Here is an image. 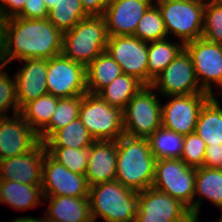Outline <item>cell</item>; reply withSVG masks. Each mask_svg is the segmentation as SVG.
Returning a JSON list of instances; mask_svg holds the SVG:
<instances>
[{
    "instance_id": "1",
    "label": "cell",
    "mask_w": 222,
    "mask_h": 222,
    "mask_svg": "<svg viewBox=\"0 0 222 222\" xmlns=\"http://www.w3.org/2000/svg\"><path fill=\"white\" fill-rule=\"evenodd\" d=\"M63 33L47 18H10L0 22V63L61 55Z\"/></svg>"
},
{
    "instance_id": "2",
    "label": "cell",
    "mask_w": 222,
    "mask_h": 222,
    "mask_svg": "<svg viewBox=\"0 0 222 222\" xmlns=\"http://www.w3.org/2000/svg\"><path fill=\"white\" fill-rule=\"evenodd\" d=\"M156 161L147 138L123 134L117 140L116 180L123 186L136 192L150 188Z\"/></svg>"
},
{
    "instance_id": "3",
    "label": "cell",
    "mask_w": 222,
    "mask_h": 222,
    "mask_svg": "<svg viewBox=\"0 0 222 222\" xmlns=\"http://www.w3.org/2000/svg\"><path fill=\"white\" fill-rule=\"evenodd\" d=\"M89 200L93 222L99 216L105 222H135L138 192L117 180L90 186Z\"/></svg>"
},
{
    "instance_id": "4",
    "label": "cell",
    "mask_w": 222,
    "mask_h": 222,
    "mask_svg": "<svg viewBox=\"0 0 222 222\" xmlns=\"http://www.w3.org/2000/svg\"><path fill=\"white\" fill-rule=\"evenodd\" d=\"M108 37L105 18L88 16L63 33L61 54L87 67L106 51Z\"/></svg>"
},
{
    "instance_id": "5",
    "label": "cell",
    "mask_w": 222,
    "mask_h": 222,
    "mask_svg": "<svg viewBox=\"0 0 222 222\" xmlns=\"http://www.w3.org/2000/svg\"><path fill=\"white\" fill-rule=\"evenodd\" d=\"M157 1V2H156ZM167 34L180 38L185 45L202 38L205 10L203 0H156Z\"/></svg>"
},
{
    "instance_id": "6",
    "label": "cell",
    "mask_w": 222,
    "mask_h": 222,
    "mask_svg": "<svg viewBox=\"0 0 222 222\" xmlns=\"http://www.w3.org/2000/svg\"><path fill=\"white\" fill-rule=\"evenodd\" d=\"M79 118L95 141H117L124 134L123 110L97 94L82 96Z\"/></svg>"
},
{
    "instance_id": "7",
    "label": "cell",
    "mask_w": 222,
    "mask_h": 222,
    "mask_svg": "<svg viewBox=\"0 0 222 222\" xmlns=\"http://www.w3.org/2000/svg\"><path fill=\"white\" fill-rule=\"evenodd\" d=\"M151 85L143 86L123 109L124 134L149 138L162 127V105Z\"/></svg>"
},
{
    "instance_id": "8",
    "label": "cell",
    "mask_w": 222,
    "mask_h": 222,
    "mask_svg": "<svg viewBox=\"0 0 222 222\" xmlns=\"http://www.w3.org/2000/svg\"><path fill=\"white\" fill-rule=\"evenodd\" d=\"M195 181L196 168L181 159H160L156 161L151 187L181 201L193 213Z\"/></svg>"
},
{
    "instance_id": "9",
    "label": "cell",
    "mask_w": 222,
    "mask_h": 222,
    "mask_svg": "<svg viewBox=\"0 0 222 222\" xmlns=\"http://www.w3.org/2000/svg\"><path fill=\"white\" fill-rule=\"evenodd\" d=\"M106 52L122 72L148 85V42L134 35L109 36Z\"/></svg>"
},
{
    "instance_id": "10",
    "label": "cell",
    "mask_w": 222,
    "mask_h": 222,
    "mask_svg": "<svg viewBox=\"0 0 222 222\" xmlns=\"http://www.w3.org/2000/svg\"><path fill=\"white\" fill-rule=\"evenodd\" d=\"M151 86L165 97L207 93L195 74L193 61L184 48L179 55L152 81Z\"/></svg>"
},
{
    "instance_id": "11",
    "label": "cell",
    "mask_w": 222,
    "mask_h": 222,
    "mask_svg": "<svg viewBox=\"0 0 222 222\" xmlns=\"http://www.w3.org/2000/svg\"><path fill=\"white\" fill-rule=\"evenodd\" d=\"M47 91L58 98L83 96L87 93L86 67L62 54L47 64Z\"/></svg>"
},
{
    "instance_id": "12",
    "label": "cell",
    "mask_w": 222,
    "mask_h": 222,
    "mask_svg": "<svg viewBox=\"0 0 222 222\" xmlns=\"http://www.w3.org/2000/svg\"><path fill=\"white\" fill-rule=\"evenodd\" d=\"M185 49L192 58L200 87L214 96L211 84L222 88V44L199 38L185 44Z\"/></svg>"
},
{
    "instance_id": "13",
    "label": "cell",
    "mask_w": 222,
    "mask_h": 222,
    "mask_svg": "<svg viewBox=\"0 0 222 222\" xmlns=\"http://www.w3.org/2000/svg\"><path fill=\"white\" fill-rule=\"evenodd\" d=\"M168 97H171V100L162 105V127L182 136L193 133L199 112L211 95L197 93Z\"/></svg>"
},
{
    "instance_id": "14",
    "label": "cell",
    "mask_w": 222,
    "mask_h": 222,
    "mask_svg": "<svg viewBox=\"0 0 222 222\" xmlns=\"http://www.w3.org/2000/svg\"><path fill=\"white\" fill-rule=\"evenodd\" d=\"M190 213L181 201L153 187L138 192L135 222H178Z\"/></svg>"
},
{
    "instance_id": "15",
    "label": "cell",
    "mask_w": 222,
    "mask_h": 222,
    "mask_svg": "<svg viewBox=\"0 0 222 222\" xmlns=\"http://www.w3.org/2000/svg\"><path fill=\"white\" fill-rule=\"evenodd\" d=\"M43 195L89 197L90 186L85 175L70 171L47 152L42 173Z\"/></svg>"
},
{
    "instance_id": "16",
    "label": "cell",
    "mask_w": 222,
    "mask_h": 222,
    "mask_svg": "<svg viewBox=\"0 0 222 222\" xmlns=\"http://www.w3.org/2000/svg\"><path fill=\"white\" fill-rule=\"evenodd\" d=\"M45 143L39 142L27 153L0 160V180L27 185H42Z\"/></svg>"
},
{
    "instance_id": "17",
    "label": "cell",
    "mask_w": 222,
    "mask_h": 222,
    "mask_svg": "<svg viewBox=\"0 0 222 222\" xmlns=\"http://www.w3.org/2000/svg\"><path fill=\"white\" fill-rule=\"evenodd\" d=\"M153 0H110L103 17L108 36L134 35L140 18Z\"/></svg>"
},
{
    "instance_id": "18",
    "label": "cell",
    "mask_w": 222,
    "mask_h": 222,
    "mask_svg": "<svg viewBox=\"0 0 222 222\" xmlns=\"http://www.w3.org/2000/svg\"><path fill=\"white\" fill-rule=\"evenodd\" d=\"M24 66L15 73L17 100L20 110L29 102L48 93L47 59H23Z\"/></svg>"
},
{
    "instance_id": "19",
    "label": "cell",
    "mask_w": 222,
    "mask_h": 222,
    "mask_svg": "<svg viewBox=\"0 0 222 222\" xmlns=\"http://www.w3.org/2000/svg\"><path fill=\"white\" fill-rule=\"evenodd\" d=\"M117 141H94L86 169L89 186L116 180Z\"/></svg>"
},
{
    "instance_id": "20",
    "label": "cell",
    "mask_w": 222,
    "mask_h": 222,
    "mask_svg": "<svg viewBox=\"0 0 222 222\" xmlns=\"http://www.w3.org/2000/svg\"><path fill=\"white\" fill-rule=\"evenodd\" d=\"M49 200L47 219L56 222H93L89 197L43 195Z\"/></svg>"
},
{
    "instance_id": "21",
    "label": "cell",
    "mask_w": 222,
    "mask_h": 222,
    "mask_svg": "<svg viewBox=\"0 0 222 222\" xmlns=\"http://www.w3.org/2000/svg\"><path fill=\"white\" fill-rule=\"evenodd\" d=\"M42 185H27L12 180H0V203L14 209L26 210L36 207L44 200Z\"/></svg>"
},
{
    "instance_id": "22",
    "label": "cell",
    "mask_w": 222,
    "mask_h": 222,
    "mask_svg": "<svg viewBox=\"0 0 222 222\" xmlns=\"http://www.w3.org/2000/svg\"><path fill=\"white\" fill-rule=\"evenodd\" d=\"M194 132L206 146L222 144V107L215 95L202 106Z\"/></svg>"
},
{
    "instance_id": "23",
    "label": "cell",
    "mask_w": 222,
    "mask_h": 222,
    "mask_svg": "<svg viewBox=\"0 0 222 222\" xmlns=\"http://www.w3.org/2000/svg\"><path fill=\"white\" fill-rule=\"evenodd\" d=\"M197 194L199 198L195 200ZM203 198L222 209V169H211L204 166L196 168L193 213L197 216Z\"/></svg>"
},
{
    "instance_id": "24",
    "label": "cell",
    "mask_w": 222,
    "mask_h": 222,
    "mask_svg": "<svg viewBox=\"0 0 222 222\" xmlns=\"http://www.w3.org/2000/svg\"><path fill=\"white\" fill-rule=\"evenodd\" d=\"M121 74V67L109 53L102 52L86 67L87 93L97 94Z\"/></svg>"
},
{
    "instance_id": "25",
    "label": "cell",
    "mask_w": 222,
    "mask_h": 222,
    "mask_svg": "<svg viewBox=\"0 0 222 222\" xmlns=\"http://www.w3.org/2000/svg\"><path fill=\"white\" fill-rule=\"evenodd\" d=\"M143 86L145 85L136 77L123 73L102 88L97 95L109 105L123 110Z\"/></svg>"
},
{
    "instance_id": "26",
    "label": "cell",
    "mask_w": 222,
    "mask_h": 222,
    "mask_svg": "<svg viewBox=\"0 0 222 222\" xmlns=\"http://www.w3.org/2000/svg\"><path fill=\"white\" fill-rule=\"evenodd\" d=\"M185 48L181 42L172 43L169 39L152 41L148 44V85L179 55Z\"/></svg>"
},
{
    "instance_id": "27",
    "label": "cell",
    "mask_w": 222,
    "mask_h": 222,
    "mask_svg": "<svg viewBox=\"0 0 222 222\" xmlns=\"http://www.w3.org/2000/svg\"><path fill=\"white\" fill-rule=\"evenodd\" d=\"M94 141L80 118H76L63 128L54 132L44 143L46 147L82 149L90 147Z\"/></svg>"
},
{
    "instance_id": "28",
    "label": "cell",
    "mask_w": 222,
    "mask_h": 222,
    "mask_svg": "<svg viewBox=\"0 0 222 222\" xmlns=\"http://www.w3.org/2000/svg\"><path fill=\"white\" fill-rule=\"evenodd\" d=\"M81 102L82 96L59 98L50 122L38 133L39 140L44 143L54 132L79 118Z\"/></svg>"
},
{
    "instance_id": "29",
    "label": "cell",
    "mask_w": 222,
    "mask_h": 222,
    "mask_svg": "<svg viewBox=\"0 0 222 222\" xmlns=\"http://www.w3.org/2000/svg\"><path fill=\"white\" fill-rule=\"evenodd\" d=\"M59 98L45 94L27 103L20 111L24 120L38 134L49 122Z\"/></svg>"
},
{
    "instance_id": "30",
    "label": "cell",
    "mask_w": 222,
    "mask_h": 222,
    "mask_svg": "<svg viewBox=\"0 0 222 222\" xmlns=\"http://www.w3.org/2000/svg\"><path fill=\"white\" fill-rule=\"evenodd\" d=\"M88 17L81 0H56L48 11L47 19L62 33L71 30L78 22Z\"/></svg>"
},
{
    "instance_id": "31",
    "label": "cell",
    "mask_w": 222,
    "mask_h": 222,
    "mask_svg": "<svg viewBox=\"0 0 222 222\" xmlns=\"http://www.w3.org/2000/svg\"><path fill=\"white\" fill-rule=\"evenodd\" d=\"M148 141L157 160L181 158L184 136L161 127L153 132Z\"/></svg>"
},
{
    "instance_id": "32",
    "label": "cell",
    "mask_w": 222,
    "mask_h": 222,
    "mask_svg": "<svg viewBox=\"0 0 222 222\" xmlns=\"http://www.w3.org/2000/svg\"><path fill=\"white\" fill-rule=\"evenodd\" d=\"M167 35L161 12L153 3L140 18L134 36L149 43L166 39Z\"/></svg>"
},
{
    "instance_id": "33",
    "label": "cell",
    "mask_w": 222,
    "mask_h": 222,
    "mask_svg": "<svg viewBox=\"0 0 222 222\" xmlns=\"http://www.w3.org/2000/svg\"><path fill=\"white\" fill-rule=\"evenodd\" d=\"M47 153L70 171L86 175L90 147L75 149L70 147H46Z\"/></svg>"
},
{
    "instance_id": "34",
    "label": "cell",
    "mask_w": 222,
    "mask_h": 222,
    "mask_svg": "<svg viewBox=\"0 0 222 222\" xmlns=\"http://www.w3.org/2000/svg\"><path fill=\"white\" fill-rule=\"evenodd\" d=\"M202 38L222 44V6L212 0H205Z\"/></svg>"
},
{
    "instance_id": "35",
    "label": "cell",
    "mask_w": 222,
    "mask_h": 222,
    "mask_svg": "<svg viewBox=\"0 0 222 222\" xmlns=\"http://www.w3.org/2000/svg\"><path fill=\"white\" fill-rule=\"evenodd\" d=\"M6 66L0 63V117L8 116L6 112L11 107L13 115L21 111L17 100L15 79H11L9 74L3 71Z\"/></svg>"
},
{
    "instance_id": "36",
    "label": "cell",
    "mask_w": 222,
    "mask_h": 222,
    "mask_svg": "<svg viewBox=\"0 0 222 222\" xmlns=\"http://www.w3.org/2000/svg\"><path fill=\"white\" fill-rule=\"evenodd\" d=\"M206 143L195 132L184 136L181 160L189 167L199 168L204 164Z\"/></svg>"
},
{
    "instance_id": "37",
    "label": "cell",
    "mask_w": 222,
    "mask_h": 222,
    "mask_svg": "<svg viewBox=\"0 0 222 222\" xmlns=\"http://www.w3.org/2000/svg\"><path fill=\"white\" fill-rule=\"evenodd\" d=\"M48 10L43 0H26L22 11L16 16L24 19H45Z\"/></svg>"
},
{
    "instance_id": "38",
    "label": "cell",
    "mask_w": 222,
    "mask_h": 222,
    "mask_svg": "<svg viewBox=\"0 0 222 222\" xmlns=\"http://www.w3.org/2000/svg\"><path fill=\"white\" fill-rule=\"evenodd\" d=\"M26 0H0V21L16 17Z\"/></svg>"
},
{
    "instance_id": "39",
    "label": "cell",
    "mask_w": 222,
    "mask_h": 222,
    "mask_svg": "<svg viewBox=\"0 0 222 222\" xmlns=\"http://www.w3.org/2000/svg\"><path fill=\"white\" fill-rule=\"evenodd\" d=\"M204 167L222 169V144L206 146Z\"/></svg>"
},
{
    "instance_id": "40",
    "label": "cell",
    "mask_w": 222,
    "mask_h": 222,
    "mask_svg": "<svg viewBox=\"0 0 222 222\" xmlns=\"http://www.w3.org/2000/svg\"><path fill=\"white\" fill-rule=\"evenodd\" d=\"M110 0H81L82 7L88 16H103Z\"/></svg>"
},
{
    "instance_id": "41",
    "label": "cell",
    "mask_w": 222,
    "mask_h": 222,
    "mask_svg": "<svg viewBox=\"0 0 222 222\" xmlns=\"http://www.w3.org/2000/svg\"><path fill=\"white\" fill-rule=\"evenodd\" d=\"M10 222H56V221L49 220L46 217L44 219H39V218L24 216V217L16 218L14 221H10Z\"/></svg>"
},
{
    "instance_id": "42",
    "label": "cell",
    "mask_w": 222,
    "mask_h": 222,
    "mask_svg": "<svg viewBox=\"0 0 222 222\" xmlns=\"http://www.w3.org/2000/svg\"><path fill=\"white\" fill-rule=\"evenodd\" d=\"M198 218L199 217L196 214L191 212L187 217L183 218L178 222H199Z\"/></svg>"
},
{
    "instance_id": "43",
    "label": "cell",
    "mask_w": 222,
    "mask_h": 222,
    "mask_svg": "<svg viewBox=\"0 0 222 222\" xmlns=\"http://www.w3.org/2000/svg\"><path fill=\"white\" fill-rule=\"evenodd\" d=\"M43 1L48 11L51 10L55 6V3H56V0H43Z\"/></svg>"
},
{
    "instance_id": "44",
    "label": "cell",
    "mask_w": 222,
    "mask_h": 222,
    "mask_svg": "<svg viewBox=\"0 0 222 222\" xmlns=\"http://www.w3.org/2000/svg\"><path fill=\"white\" fill-rule=\"evenodd\" d=\"M213 2H215L216 4L222 6V0H212Z\"/></svg>"
},
{
    "instance_id": "45",
    "label": "cell",
    "mask_w": 222,
    "mask_h": 222,
    "mask_svg": "<svg viewBox=\"0 0 222 222\" xmlns=\"http://www.w3.org/2000/svg\"><path fill=\"white\" fill-rule=\"evenodd\" d=\"M222 210V209H221ZM218 222H222V216H220Z\"/></svg>"
}]
</instances>
